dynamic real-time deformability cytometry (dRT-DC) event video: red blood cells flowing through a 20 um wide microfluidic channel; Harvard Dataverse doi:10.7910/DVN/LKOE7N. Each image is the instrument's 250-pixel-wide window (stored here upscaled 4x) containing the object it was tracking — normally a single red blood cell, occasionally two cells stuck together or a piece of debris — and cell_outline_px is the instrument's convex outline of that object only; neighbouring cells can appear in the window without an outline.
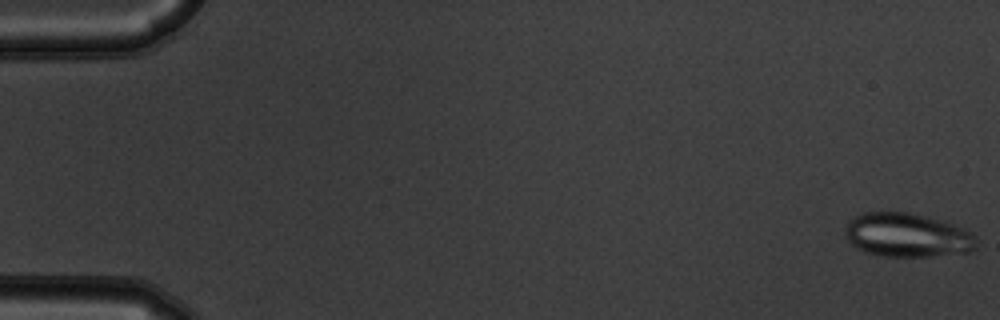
{"species": "common noctule bat (a hibernating species)", "species_latin": "Nyctalus noctula", "temperature_condition": "warm", "stored_images_in_passage": 50, "segment_of_instrument_passage": [1, 2], "camera_frame_rate_fps": 3000, "um_per_image_px": 0.085, "animal": {"sex": "male", "body_mass_g": 19.5, "forearm_length_mm": 54.6}, "frame": {"image": 1, "passage_image": 1, "time_ms": 0.0, "image_size_px": [1000, 320], "cell_outline_px": [[976, 248], [968, 252], [928, 256], [880, 256], [864, 252], [856, 248], [848, 240], [844, 232], [844, 228], [848, 220], [864, 212], [908, 212], [928, 216], [972, 232], [976, 236]], "centroid_in_image_um": [77.07, 19.98], "position_along_channel_um": 7.9, "area_um2": 33.64}}
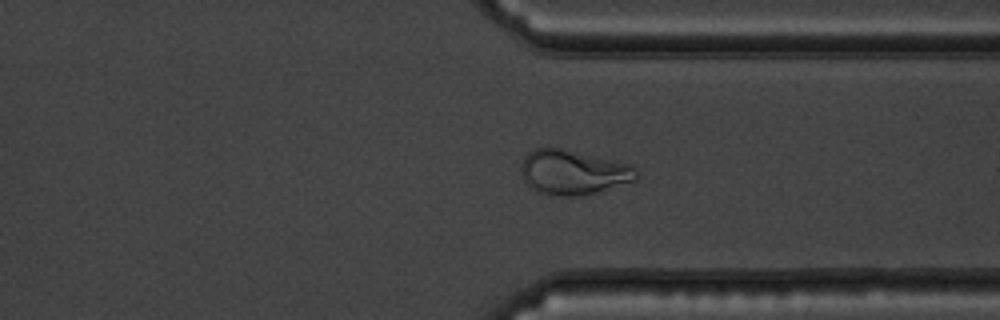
{"frame": {"image": 2, "passage_image": 42, "time_ms": 13.667, "image_size_px": [1000, 320], "cell_outline_px": [[636, 180], [584, 196], [556, 196], [536, 192], [524, 180], [520, 172], [520, 168], [524, 156], [528, 152], [536, 148], [560, 148], [632, 164], [636, 168]], "centroid_in_image_um": [48.7, 14.65], "position_along_channel_um": 362.7, "area_um2": 30.11}}
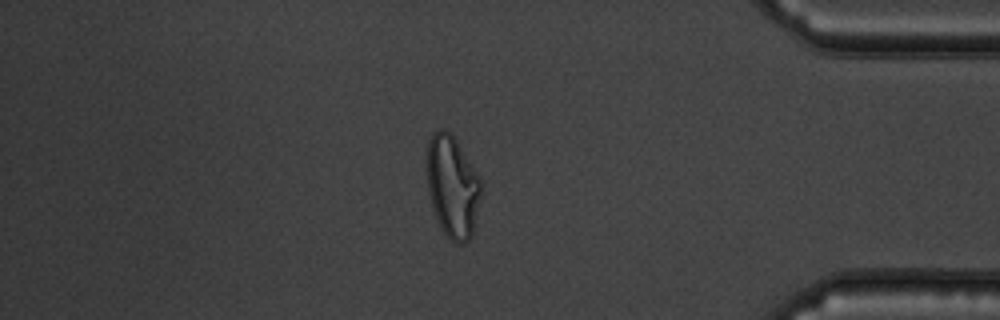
{"frame": {"image": 3, "passage_image": 47, "time_ms": 15.333, "image_size_px": [1000, 320], "cell_outline_px": [[480, 196], [472, 236], [464, 244], [456, 244], [440, 228], [432, 204], [428, 188], [428, 140], [432, 132], [440, 128], [444, 128], [452, 132], [480, 176]], "centroid_in_image_um": [38.47, 15.81], "position_along_channel_um": 396.7, "area_um2": 32.08}}